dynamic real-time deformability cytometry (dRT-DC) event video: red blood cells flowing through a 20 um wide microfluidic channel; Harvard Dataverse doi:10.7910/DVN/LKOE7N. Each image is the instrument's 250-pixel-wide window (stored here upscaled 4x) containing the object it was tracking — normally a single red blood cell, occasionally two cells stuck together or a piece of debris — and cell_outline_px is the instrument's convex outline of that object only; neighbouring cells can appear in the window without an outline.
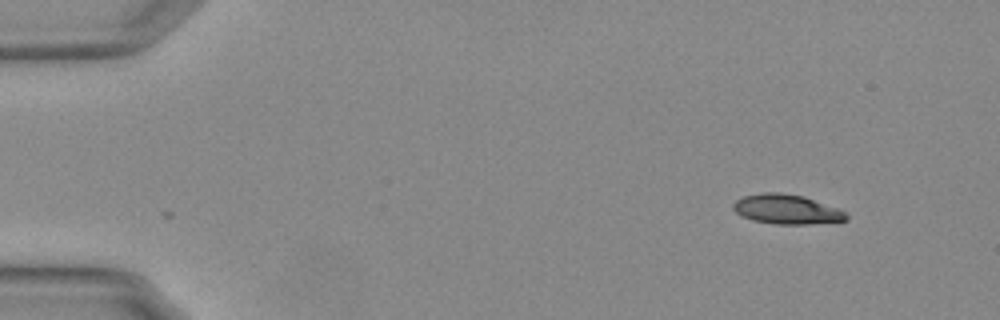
{"species": "Egyptian fruit bat (a non-hibernating species)", "species_latin": "Rousettus aegyptiacus", "temperature_condition": "warm", "stored_images_in_passage": 50, "camera_frame_rate_fps": 3000, "um_per_image_px": 0.085, "animal": {"sex": "female"}, "frame": {"image": 1, "passage_image": 1, "time_ms": 0.0, "image_size_px": [1000, 320], "cell_outline_px": [[848, 220], [808, 224], [776, 224], [752, 220], [740, 216], [732, 208], [732, 204], [736, 200], [744, 196], [764, 192], [780, 192], [804, 196], [840, 208], [848, 216]], "centroid_in_image_um": [66.86, 17.78], "position_along_channel_um": 18.1, "area_um2": 19.65}}
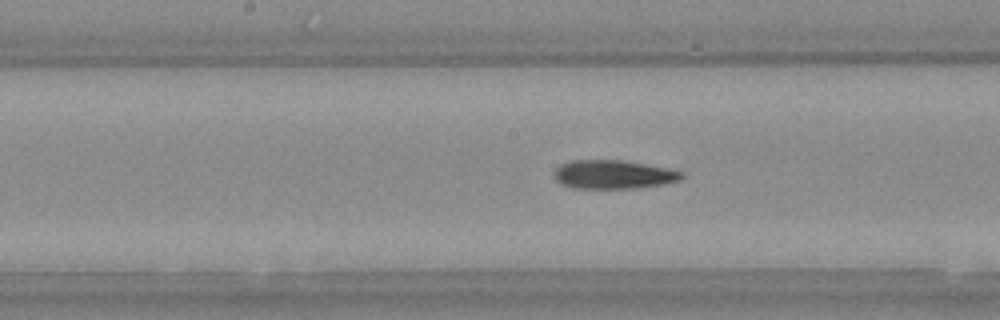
{"frame": {"image": 2, "passage_image": 24, "time_ms": 7.667, "image_size_px": [1000, 320], "cell_outline_px": [[684, 176], [680, 180], [664, 184], [636, 188], [572, 188], [560, 184], [556, 180], [556, 168], [560, 164], [568, 160], [620, 160], [644, 164], [684, 172]], "centroid_in_image_um": [52.12, 14.83], "position_along_channel_um": 196.1, "area_um2": 21.21}}
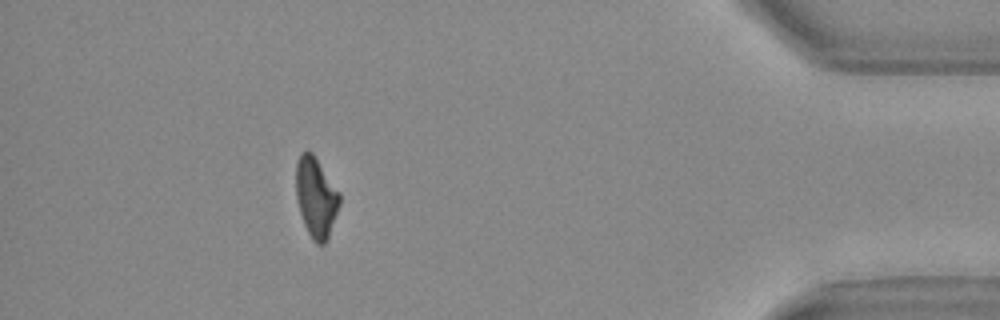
{"frame": {"image": 3, "passage_image": 45, "time_ms": 14.667, "image_size_px": [1000, 320], "cell_outline_px": [[340, 204], [328, 236], [324, 244], [316, 244], [312, 240], [304, 224], [300, 212], [296, 196], [296, 164], [300, 152], [312, 152], [340, 192]], "centroid_in_image_um": [26.86, 16.76], "position_along_channel_um": 408.3, "area_um2": 20.17}, "authors_computed_cell_mechanics": {"area_um2": 20.808, "velocity_mm_per_s": 3.7511, "shape_relaxation_time_tau1_ms": 8.2746, "shape_relaxation_time_tau2_ms": 2.111, "deformation_change_tau1": 0.2306, "deformation_change_tau2": 0.1081}}